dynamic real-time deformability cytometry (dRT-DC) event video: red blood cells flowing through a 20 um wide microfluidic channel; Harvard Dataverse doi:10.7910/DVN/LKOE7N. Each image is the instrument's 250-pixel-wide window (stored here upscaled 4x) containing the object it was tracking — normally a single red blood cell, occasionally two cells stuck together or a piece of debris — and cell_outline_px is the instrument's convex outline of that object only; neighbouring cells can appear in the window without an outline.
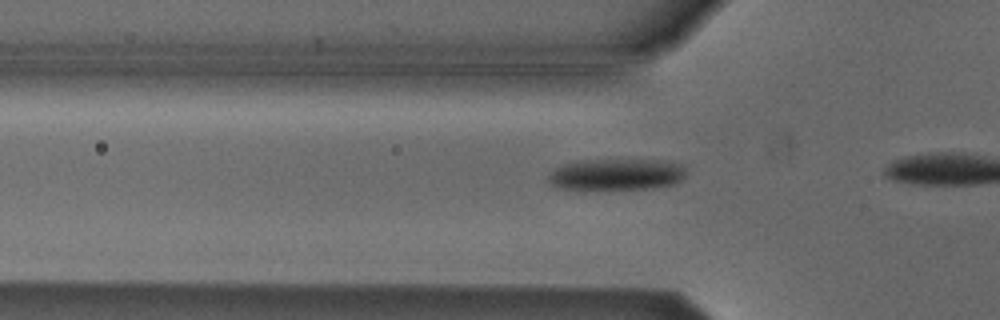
{"species": "Egyptian fruit bat (a non-hibernating species)", "species_latin": "Rousettus aegyptiacus", "temperature_condition": "cold", "stored_images_in_passage": 8, "camera_frame_rate_fps": 3000, "um_per_image_px": 0.085, "animal": {"sex": "male"}, "frame": {"image": 1, "passage_image": 5, "time_ms": 1.333, "image_size_px": [1000, 320], "cell_outline_px": [[684, 176], [676, 184], [656, 188], [584, 192], [556, 188], [548, 180], [548, 176], [556, 168], [564, 164], [584, 160], [660, 160], [680, 164], [684, 168]], "centroid_in_image_um": [52.34, 14.89], "position_along_channel_um": 73.5, "area_um2": 26.18}}